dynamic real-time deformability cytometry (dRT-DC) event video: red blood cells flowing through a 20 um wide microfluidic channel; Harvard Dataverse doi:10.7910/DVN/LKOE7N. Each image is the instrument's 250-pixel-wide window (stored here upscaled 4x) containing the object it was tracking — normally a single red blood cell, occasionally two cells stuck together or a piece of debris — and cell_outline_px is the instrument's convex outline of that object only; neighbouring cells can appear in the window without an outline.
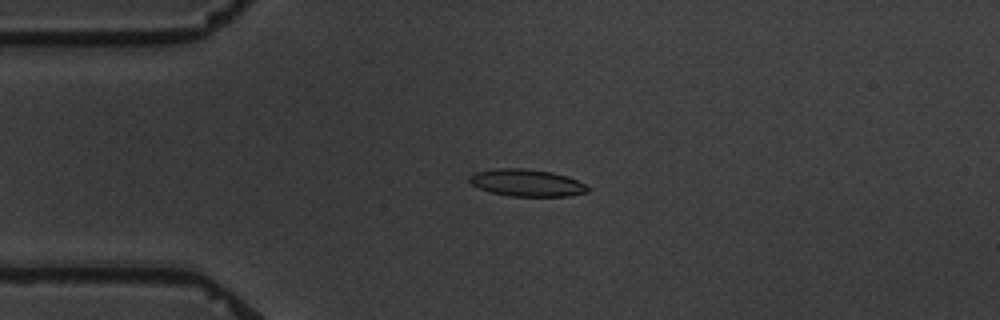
{"species": "common noctule bat (a hibernating species)", "species_latin": "Nyctalus noctula", "temperature_condition": "warm", "stored_images_in_passage": 4, "camera_frame_rate_fps": 3000, "um_per_image_px": 0.085, "animal": {"sex": "male", "body_mass_g": 19.5, "forearm_length_mm": 54.6}, "frame": {"image": 1, "passage_image": 3, "time_ms": 2.0, "image_size_px": [1000, 320], "cell_outline_px": [[588, 192], [568, 196], [508, 196], [492, 192], [480, 188], [472, 184], [468, 180], [468, 176], [476, 172], [496, 168], [524, 168], [552, 172], [568, 176], [584, 184], [588, 188]], "centroid_in_image_um": [44.76, 15.53], "position_along_channel_um": 40.2, "area_um2": 18.61}}